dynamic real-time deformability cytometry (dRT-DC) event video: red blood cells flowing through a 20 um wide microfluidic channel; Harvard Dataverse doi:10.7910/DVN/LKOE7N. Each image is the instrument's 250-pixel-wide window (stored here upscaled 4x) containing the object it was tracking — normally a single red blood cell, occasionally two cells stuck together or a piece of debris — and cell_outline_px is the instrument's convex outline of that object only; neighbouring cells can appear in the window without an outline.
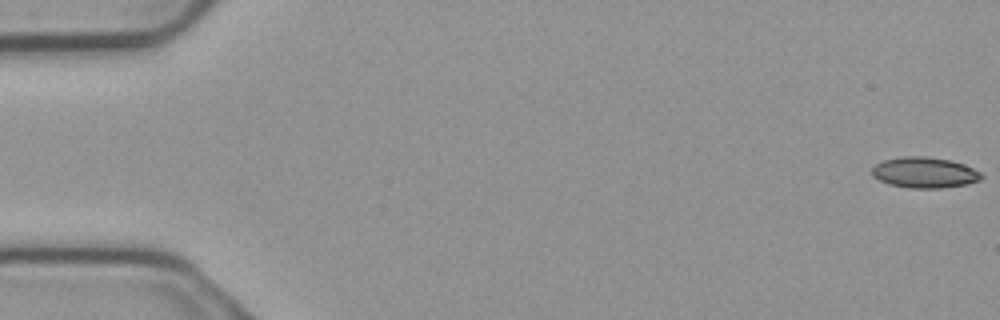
{"species": "common noctule bat (a hibernating species)", "species_latin": "Nyctalus noctula", "temperature_condition": "cold", "stored_images_in_passage": 5, "camera_frame_rate_fps": 3000, "um_per_image_px": 0.085, "animal": {"sex": "male", "body_mass_g": 23.1, "forearm_length_mm": 52.7}, "frame": {"image": 1, "passage_image": 1, "time_ms": 0.0, "image_size_px": [1000, 320], "cell_outline_px": [[984, 176], [980, 180], [968, 184], [940, 188], [908, 188], [888, 184], [872, 176], [872, 168], [876, 164], [884, 160], [904, 156], [924, 156], [948, 160], [964, 164], [980, 172]], "centroid_in_image_um": [78.58, 14.67], "position_along_channel_um": 6.4, "area_um2": 19.59}}
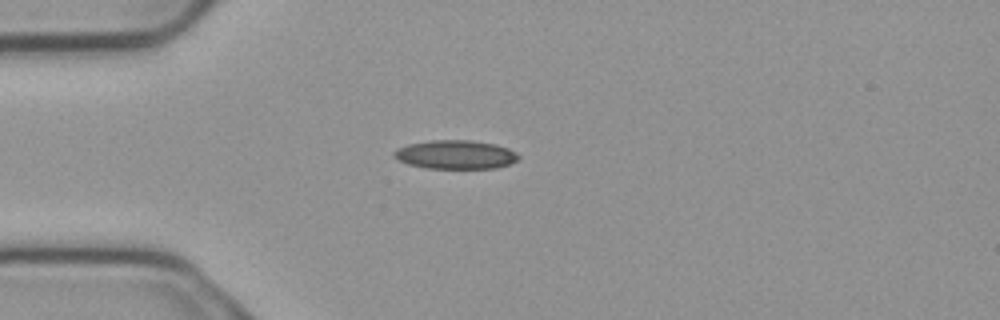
{"frame": {"image": 2, "passage_image": 5, "time_ms": 1.333, "image_size_px": [1000, 320], "cell_outline_px": [[520, 160], [496, 168], [428, 168], [408, 164], [392, 156], [392, 152], [396, 148], [408, 144], [432, 140], [472, 140], [496, 144], [508, 148], [516, 152], [520, 156]], "centroid_in_image_um": [38.73, 13.13], "position_along_channel_um": 46.3, "area_um2": 20.98}}